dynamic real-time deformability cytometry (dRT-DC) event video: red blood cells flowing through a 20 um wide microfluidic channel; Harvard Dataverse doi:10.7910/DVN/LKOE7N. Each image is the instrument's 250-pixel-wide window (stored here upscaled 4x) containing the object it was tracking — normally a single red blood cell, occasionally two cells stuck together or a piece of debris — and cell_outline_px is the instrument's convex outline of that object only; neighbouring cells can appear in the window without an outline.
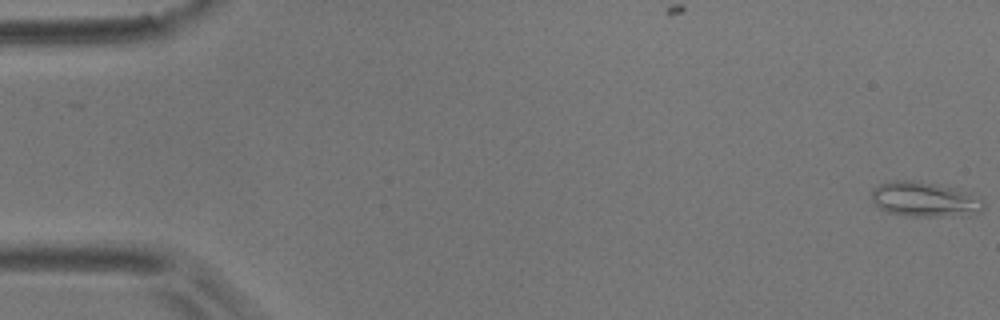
{"species": "common noctule bat (a hibernating species)", "species_latin": "Nyctalus noctula", "temperature_condition": "room temperature", "stored_images_in_passage": 9, "camera_frame_rate_fps": 3000, "um_per_image_px": 0.085, "animal": {"sex": "male", "body_mass_g": 17.9}, "frame": {"image": 1, "passage_image": 1, "time_ms": 0.0, "image_size_px": [1000, 320], "cell_outline_px": [[984, 208], [976, 216], [908, 216], [888, 212], [880, 208], [872, 200], [872, 188], [880, 184], [892, 180], [912, 180], [972, 192], [980, 196], [984, 200]], "centroid_in_image_um": [78.68, 16.96], "position_along_channel_um": 6.3, "area_um2": 23.12}}
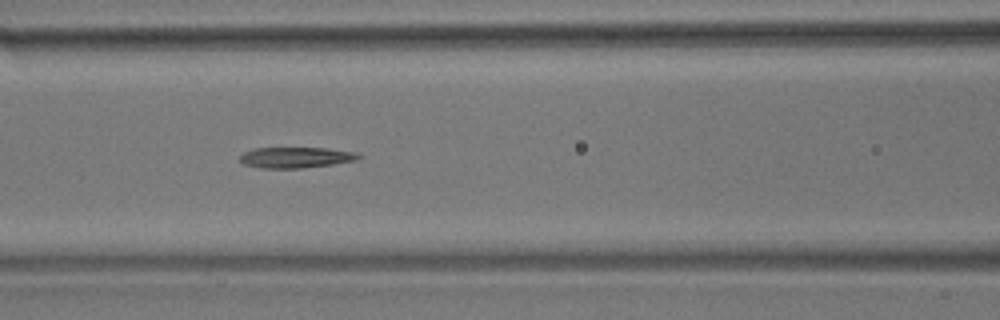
{"frame": {"image": 2, "passage_image": 8, "time_ms": 8.0, "image_size_px": [1000, 320], "cell_outline_px": [[360, 156], [356, 160], [332, 164], [300, 168], [260, 168], [244, 164], [240, 160], [240, 156], [244, 152], [252, 148], [324, 148], [356, 152]], "centroid_in_image_um": [25.1, 13.38], "position_along_channel_um": 141.5, "area_um2": 14.22}}
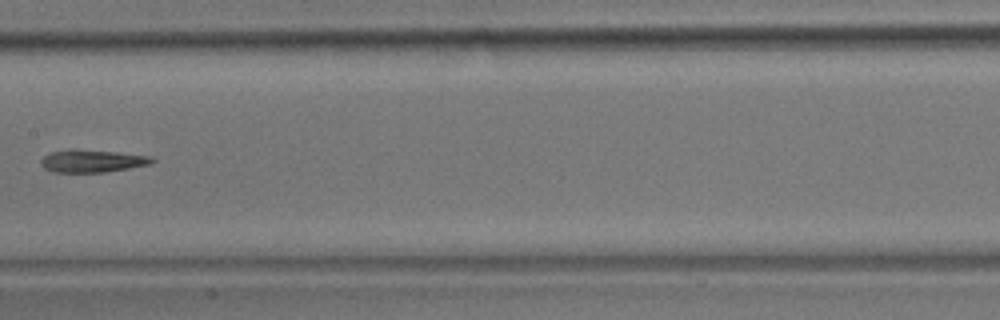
{"frame": {"image": 3, "passage_image": 9, "time_ms": 9.667, "image_size_px": [1000, 320], "cell_outline_px": [[156, 160], [152, 164], [104, 172], [52, 172], [44, 168], [40, 164], [40, 160], [44, 156], [52, 152], [72, 148], [76, 148], [116, 152], [152, 156]], "centroid_in_image_um": [7.83, 13.67], "position_along_channel_um": 199.6, "area_um2": 14.8}}